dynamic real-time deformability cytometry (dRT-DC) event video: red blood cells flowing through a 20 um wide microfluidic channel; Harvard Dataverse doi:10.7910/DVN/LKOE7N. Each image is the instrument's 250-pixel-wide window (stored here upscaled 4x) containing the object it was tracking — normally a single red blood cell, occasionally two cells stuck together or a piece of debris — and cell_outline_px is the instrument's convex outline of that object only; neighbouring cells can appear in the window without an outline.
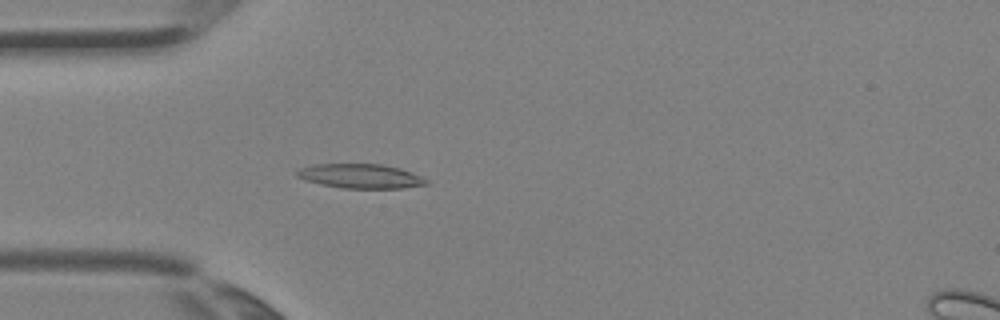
{"species": "Egyptian fruit bat (a non-hibernating species)", "species_latin": "Rousettus aegyptiacus", "temperature_condition": "room temperature", "stored_images_in_passage": 5, "camera_frame_rate_fps": 3000, "um_per_image_px": 0.085, "animal": {"sex": "female"}, "frame": {"image": 1, "passage_image": 4, "time_ms": 1.0, "image_size_px": [1000, 320], "cell_outline_px": [[428, 184], [404, 188], [340, 188], [320, 184], [304, 180], [296, 176], [296, 172], [300, 168], [312, 164], [380, 164], [400, 168], [412, 172], [428, 180]], "centroid_in_image_um": [30.63, 14.97], "position_along_channel_um": 54.4, "area_um2": 18.44}}